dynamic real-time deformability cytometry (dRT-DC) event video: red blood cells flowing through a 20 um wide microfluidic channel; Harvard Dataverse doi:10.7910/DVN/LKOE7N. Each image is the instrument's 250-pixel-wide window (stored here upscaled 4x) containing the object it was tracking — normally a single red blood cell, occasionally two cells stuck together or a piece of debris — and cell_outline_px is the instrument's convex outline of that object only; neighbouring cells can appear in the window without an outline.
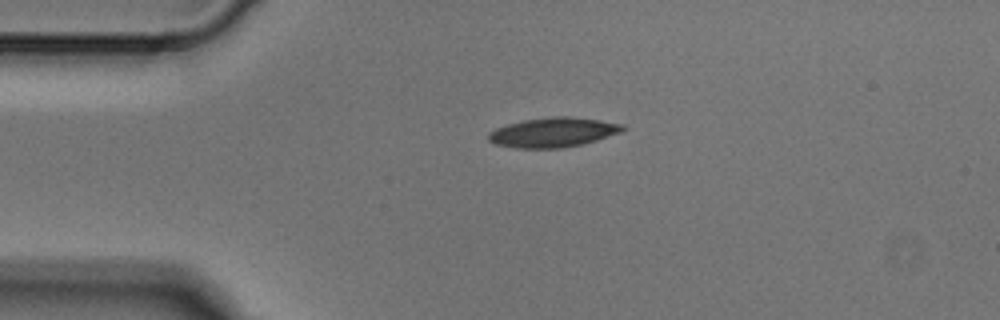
{"species": "Egyptian fruit bat (a non-hibernating species)", "species_latin": "Rousettus aegyptiacus", "temperature_condition": "cold", "stored_images_in_passage": 2, "camera_frame_rate_fps": 3000, "um_per_image_px": 0.085, "animal": {"sex": "male"}, "frame": {"image": 1, "passage_image": 1, "time_ms": 0.0, "image_size_px": [1000, 320], "cell_outline_px": [[628, 128], [620, 132], [596, 140], [580, 144], [560, 148], [516, 148], [496, 144], [488, 140], [488, 132], [496, 128], [508, 124], [524, 120], [556, 116], [568, 116], [600, 120], [624, 124]], "centroid_in_image_um": [47.02, 11.24], "position_along_channel_um": 38.0, "area_um2": 23.0}}